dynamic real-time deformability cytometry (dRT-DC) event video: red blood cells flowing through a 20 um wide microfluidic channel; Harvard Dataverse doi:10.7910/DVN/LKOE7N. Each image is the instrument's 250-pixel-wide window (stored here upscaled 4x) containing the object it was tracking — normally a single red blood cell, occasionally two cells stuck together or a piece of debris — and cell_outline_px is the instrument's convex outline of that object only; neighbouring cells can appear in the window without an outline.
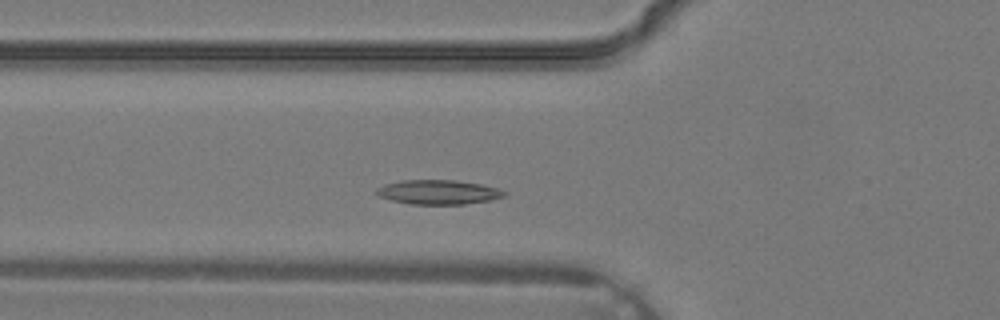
{"species": "common noctule bat (a hibernating species)", "species_latin": "Nyctalus noctula", "temperature_condition": "warm", "stored_images_in_passage": 3, "camera_frame_rate_fps": 3000, "um_per_image_px": 0.085, "animal": {"sex": "male", "body_mass_g": 19.2, "forearm_length_mm": 51.8}, "frame": {"image": 1, "passage_image": 3, "time_ms": 0.667, "image_size_px": [1000, 320], "cell_outline_px": [[508, 196], [488, 200], [464, 204], [412, 204], [392, 200], [380, 196], [376, 192], [376, 188], [384, 184], [404, 180], [456, 180], [480, 184], [496, 188], [508, 192]], "centroid_in_image_um": [37.28, 16.32], "position_along_channel_um": 88.5, "area_um2": 18.03}}